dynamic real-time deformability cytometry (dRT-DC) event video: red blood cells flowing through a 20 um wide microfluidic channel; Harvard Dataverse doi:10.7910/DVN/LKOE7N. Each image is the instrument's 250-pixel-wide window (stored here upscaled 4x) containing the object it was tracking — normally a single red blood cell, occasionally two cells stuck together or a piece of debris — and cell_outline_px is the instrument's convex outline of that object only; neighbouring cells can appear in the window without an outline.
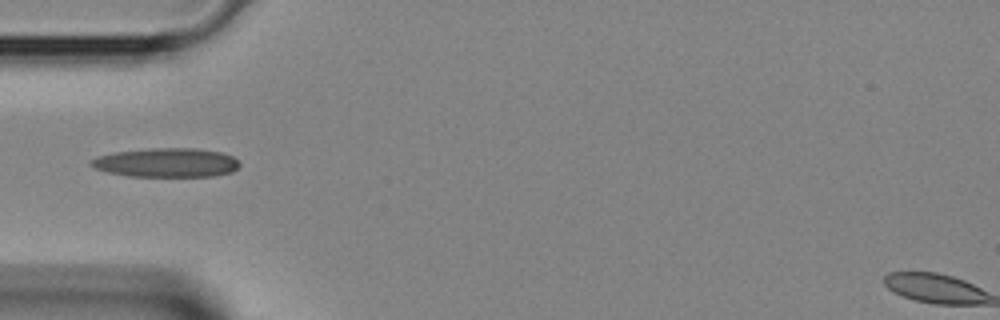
{"species": "Egyptian fruit bat (a non-hibernating species)", "species_latin": "Rousettus aegyptiacus", "temperature_condition": "room temperature", "stored_images_in_passage": 6, "camera_frame_rate_fps": 3000, "um_per_image_px": 0.085, "animal": {"sex": "female"}, "frame": {"image": 1, "passage_image": 1, "time_ms": 0.0, "image_size_px": [1000, 320], "cell_outline_px": [[240, 164], [232, 172], [212, 176], [128, 176], [108, 172], [96, 168], [88, 164], [88, 160], [96, 156], [116, 152], [152, 148], [196, 148], [220, 152], [232, 156]], "centroid_in_image_um": [14.11, 13.82], "position_along_channel_um": 70.9, "area_um2": 25.09}}
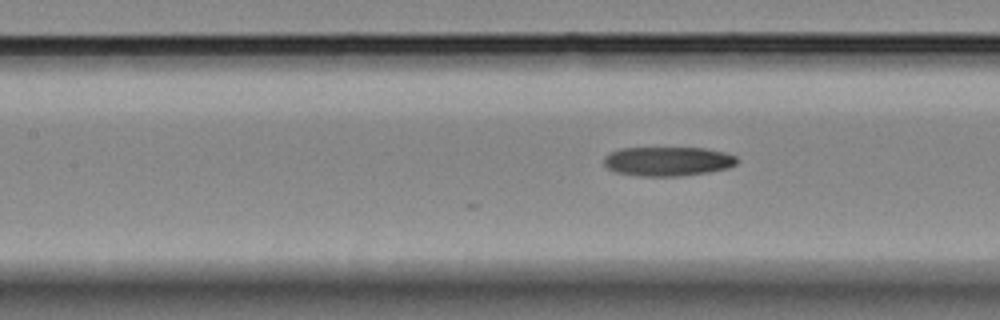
{"frame": {"image": 2, "passage_image": 6, "time_ms": 1.667, "image_size_px": [1000, 320], "cell_outline_px": [[740, 160], [736, 164], [728, 168], [708, 172], [680, 176], [640, 176], [616, 172], [608, 168], [604, 164], [604, 156], [620, 148], [704, 148], [724, 152], [736, 156]], "centroid_in_image_um": [56.78, 13.71], "position_along_channel_um": 150.6, "area_um2": 22.72}}